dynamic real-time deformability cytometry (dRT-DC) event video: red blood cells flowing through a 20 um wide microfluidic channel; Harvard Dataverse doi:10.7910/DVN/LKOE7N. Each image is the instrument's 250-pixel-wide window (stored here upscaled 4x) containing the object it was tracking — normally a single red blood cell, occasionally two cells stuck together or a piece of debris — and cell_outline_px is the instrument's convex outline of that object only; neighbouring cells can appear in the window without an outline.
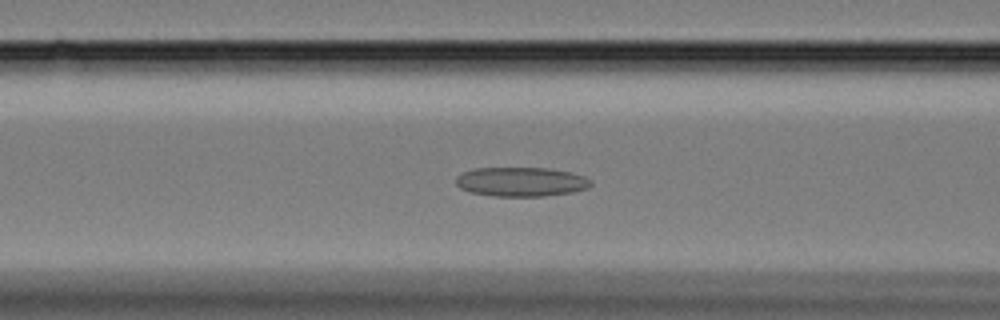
{"species": "Egyptian fruit bat (a non-hibernating species)", "species_latin": "Rousettus aegyptiacus", "temperature_condition": "cold", "stored_images_in_passage": 59, "camera_frame_rate_fps": 3000, "um_per_image_px": 0.085, "animal": {"sex": "female"}, "frame": {"image": 1, "passage_image": 23, "time_ms": 7.333, "image_size_px": [1000, 320], "cell_outline_px": [[592, 184], [588, 188], [572, 192], [544, 196], [492, 196], [468, 192], [460, 188], [456, 184], [456, 176], [464, 172], [476, 168], [548, 168], [572, 172], [584, 176], [592, 180]], "centroid_in_image_um": [44.3, 15.45], "position_along_channel_um": 122.3, "area_um2": 23.18}}
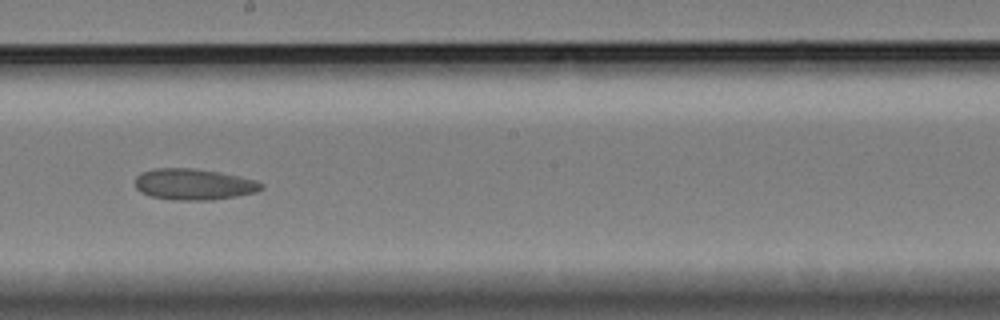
{"frame": {"image": 2, "passage_image": 33, "time_ms": 10.667, "image_size_px": [1000, 320], "cell_outline_px": [[264, 188], [256, 192], [236, 196], [212, 200], [172, 200], [148, 196], [140, 192], [136, 188], [136, 176], [140, 172], [156, 168], [192, 168], [220, 172], [240, 176], [256, 180], [264, 184]], "centroid_in_image_um": [16.47, 15.67], "position_along_channel_um": 231.7, "area_um2": 23.18}}
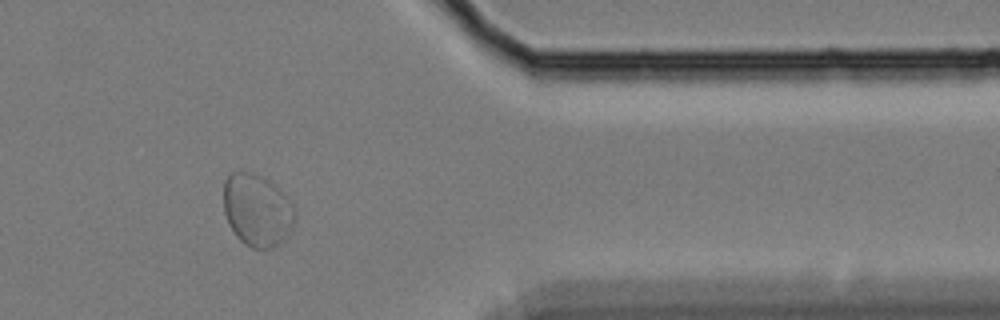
{"frame": {"image": 3, "passage_image": 49, "time_ms": 16.0, "image_size_px": [1000, 320], "cell_outline_px": [[296, 220], [288, 236], [272, 248], [252, 248], [244, 244], [236, 236], [228, 224], [224, 212], [224, 180], [232, 172], [248, 172], [260, 176], [276, 184], [284, 192], [296, 208]], "centroid_in_image_um": [21.89, 17.87], "position_along_channel_um": 389.5, "area_um2": 30.52}, "authors_computed_cell_mechanics": {"area_um2": 26.5302, "velocity_mm_per_s": 3.2856, "shape_relaxation_time_tau1_ms": null, "shape_relaxation_time_tau2_ms": 3.0192, "deformation_change_tau1": null, "deformation_change_tau2": 0.0562}}